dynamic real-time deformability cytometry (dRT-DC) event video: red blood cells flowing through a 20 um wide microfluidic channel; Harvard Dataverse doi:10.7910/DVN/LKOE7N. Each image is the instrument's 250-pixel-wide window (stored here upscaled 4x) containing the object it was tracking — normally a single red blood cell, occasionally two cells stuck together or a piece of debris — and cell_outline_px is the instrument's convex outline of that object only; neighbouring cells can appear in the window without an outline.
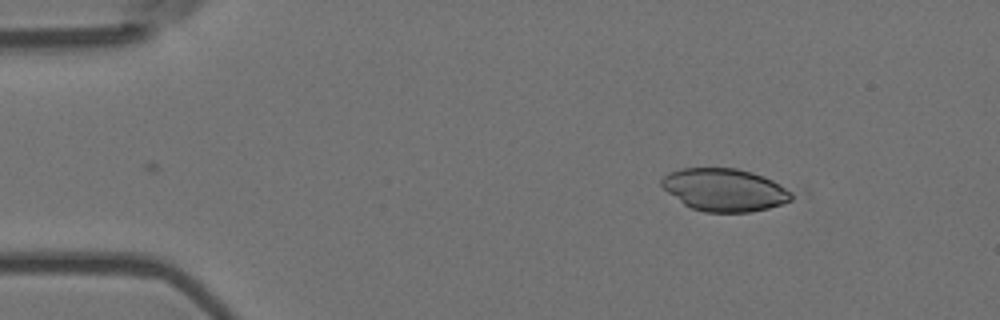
{"species": "Egyptian fruit bat (a non-hibernating species)", "species_latin": "Rousettus aegyptiacus", "temperature_condition": "room temperature", "stored_images_in_passage": 6, "camera_frame_rate_fps": 3000, "um_per_image_px": 0.085, "animal": {"sex": "female"}, "frame": {"image": 1, "passage_image": 3, "time_ms": 0.667, "image_size_px": [1000, 320], "cell_outline_px": [[812, 196], [768, 208], [752, 212], [704, 212], [692, 208], [684, 204], [668, 192], [660, 184], [660, 180], [668, 172], [680, 168], [736, 168], [752, 172], [808, 188], [812, 192]], "centroid_in_image_um": [62.03, 16.13], "position_along_channel_um": 23.0, "area_um2": 35.03}}